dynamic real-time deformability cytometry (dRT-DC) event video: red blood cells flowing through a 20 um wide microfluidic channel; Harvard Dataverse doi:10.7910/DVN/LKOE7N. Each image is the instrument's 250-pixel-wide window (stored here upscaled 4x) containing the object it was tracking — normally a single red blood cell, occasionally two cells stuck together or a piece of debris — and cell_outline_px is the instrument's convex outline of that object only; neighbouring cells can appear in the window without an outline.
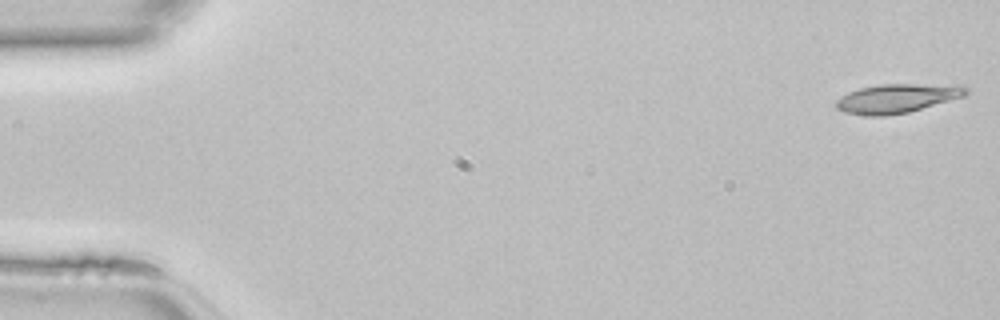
{"species": "common noctule bat (a hibernating species)", "species_latin": "Nyctalus noctula", "temperature_condition": "room temperature", "stored_images_in_passage": 46, "camera_frame_rate_fps": 3000, "um_per_image_px": 0.085, "animal": {"sex": "female", "body_mass_g": 22.7, "forearm_length_mm": 54.2}, "frame": {"image": 1, "passage_image": 1, "time_ms": 0.0, "image_size_px": [1000, 320], "cell_outline_px": [[968, 92], [964, 96], [908, 112], [884, 116], [868, 116], [844, 112], [836, 108], [836, 100], [848, 92], [860, 88], [880, 84], [916, 84], [968, 88]], "centroid_in_image_um": [76.14, 8.38], "position_along_channel_um": 8.9, "area_um2": 21.39}}
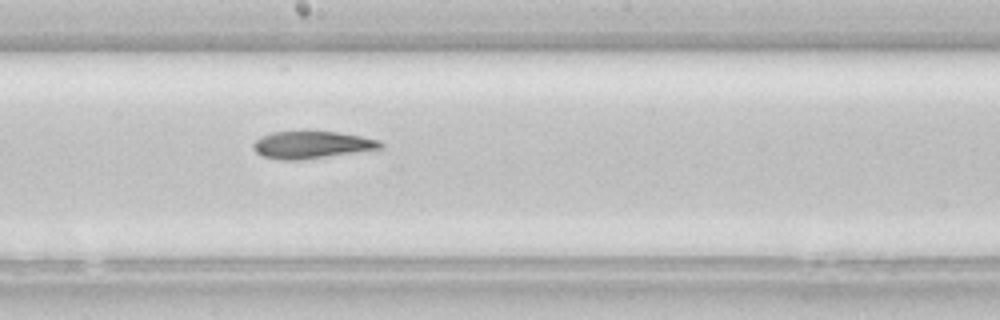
{"frame": {"image": 2, "passage_image": 25, "time_ms": 8.0, "image_size_px": [1000, 320], "cell_outline_px": [[384, 148], [300, 160], [280, 160], [260, 156], [252, 148], [252, 144], [256, 140], [272, 132], [336, 132], [360, 136], [380, 140], [384, 144]], "centroid_in_image_um": [26.5, 12.32], "position_along_channel_um": 221.7, "area_um2": 20.06}}
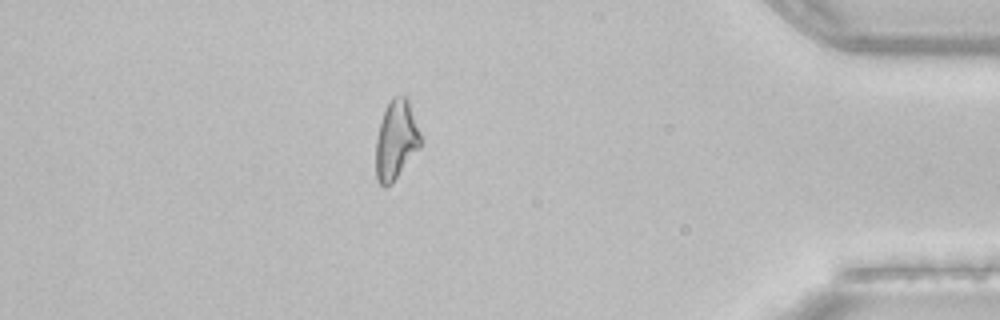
{"frame": {"image": 3, "passage_image": 40, "time_ms": 13.0, "image_size_px": [1000, 320], "cell_outline_px": [[420, 148], [392, 184], [384, 188], [376, 180], [376, 140], [384, 108], [392, 96], [404, 96], [408, 100], [420, 132]], "centroid_in_image_um": [33.65, 11.93], "position_along_channel_um": 401.6, "area_um2": 20.69}}